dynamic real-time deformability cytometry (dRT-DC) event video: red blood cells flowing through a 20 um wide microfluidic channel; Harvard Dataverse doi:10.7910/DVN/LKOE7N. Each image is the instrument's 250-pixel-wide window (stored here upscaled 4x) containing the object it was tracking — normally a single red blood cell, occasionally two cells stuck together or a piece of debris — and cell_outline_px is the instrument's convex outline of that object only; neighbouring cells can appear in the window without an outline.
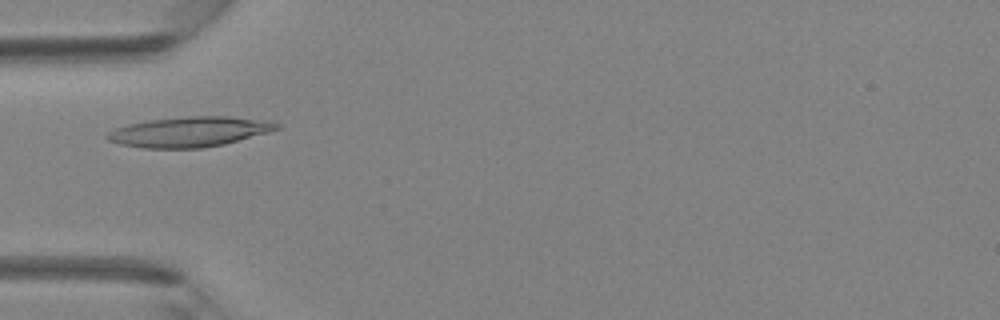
{"species": "Egyptian fruit bat (a non-hibernating species)", "species_latin": "Rousettus aegyptiacus", "temperature_condition": "room temperature", "stored_images_in_passage": 34, "camera_frame_rate_fps": 3000, "um_per_image_px": 0.085, "animal": {"sex": "female"}, "frame": {"image": 1, "passage_image": 5, "time_ms": 1.333, "image_size_px": [1000, 320], "cell_outline_px": [[280, 128], [268, 132], [224, 144], [200, 148], [144, 148], [120, 144], [108, 140], [104, 136], [108, 132], [116, 128], [128, 124], [148, 120], [192, 116], [228, 116], [272, 120], [280, 124]], "centroid_in_image_um": [16.13, 11.19], "position_along_channel_um": 68.9, "area_um2": 29.77}}
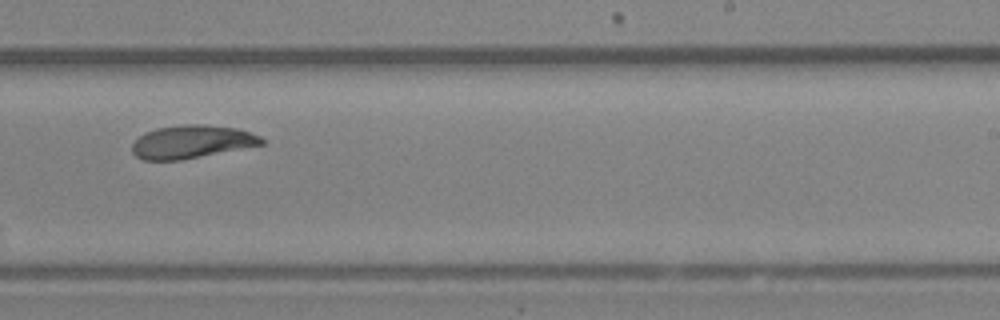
{"frame": {"image": 2, "passage_image": 18, "time_ms": 5.667, "image_size_px": [1000, 320], "cell_outline_px": [[264, 144], [180, 160], [144, 160], [136, 156], [132, 152], [132, 144], [144, 132], [156, 128], [184, 124], [204, 124], [236, 128], [260, 136], [264, 140]], "centroid_in_image_um": [16.27, 12.04], "position_along_channel_um": 272.7, "area_um2": 24.8}}
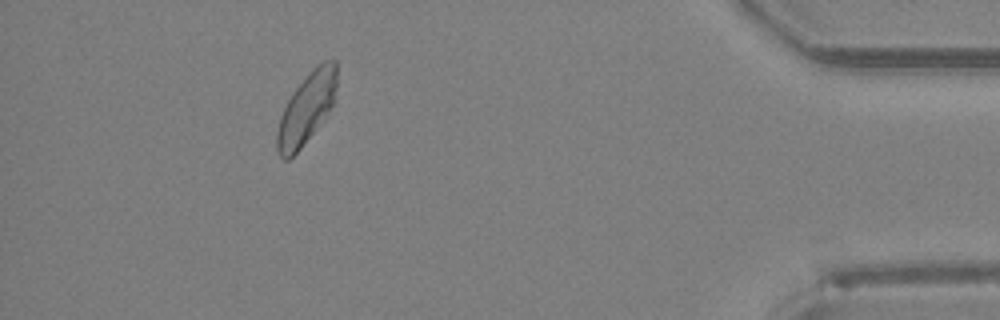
{"frame": {"image": 3, "passage_image": 30, "time_ms": 9.667, "image_size_px": [1000, 320], "cell_outline_px": [[336, 88], [332, 104], [316, 128], [300, 148], [288, 160], [284, 160], [280, 156], [276, 148], [276, 132], [280, 116], [292, 92], [312, 68], [316, 64], [324, 60], [336, 60]], "centroid_in_image_um": [26.02, 9.2], "position_along_channel_um": 409.2, "area_um2": 24.22}}